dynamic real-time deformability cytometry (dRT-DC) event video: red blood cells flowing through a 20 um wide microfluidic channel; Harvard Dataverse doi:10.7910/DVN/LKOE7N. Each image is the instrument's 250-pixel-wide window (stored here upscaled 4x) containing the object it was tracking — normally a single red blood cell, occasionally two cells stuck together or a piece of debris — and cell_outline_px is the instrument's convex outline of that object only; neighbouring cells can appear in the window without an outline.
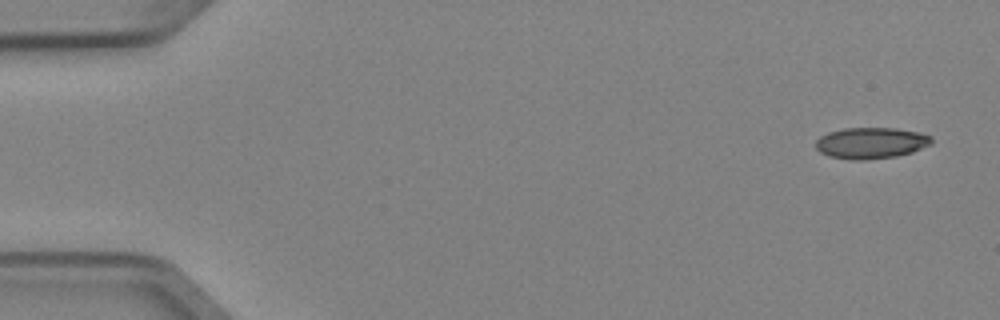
{"species": "Egyptian fruit bat (a non-hibernating species)", "species_latin": "Rousettus aegyptiacus", "temperature_condition": "cold", "stored_images_in_passage": 6, "camera_frame_rate_fps": 3000, "um_per_image_px": 0.085, "animal": {"sex": "female"}, "frame": {"image": 1, "passage_image": 1, "time_ms": 0.0, "image_size_px": [1000, 320], "cell_outline_px": [[932, 144], [912, 152], [896, 156], [868, 160], [852, 160], [828, 156], [820, 152], [816, 148], [816, 140], [820, 136], [828, 132], [844, 128], [896, 128], [920, 132], [932, 136]], "centroid_in_image_um": [74.04, 12.15], "position_along_channel_um": 11.0, "area_um2": 21.27}}
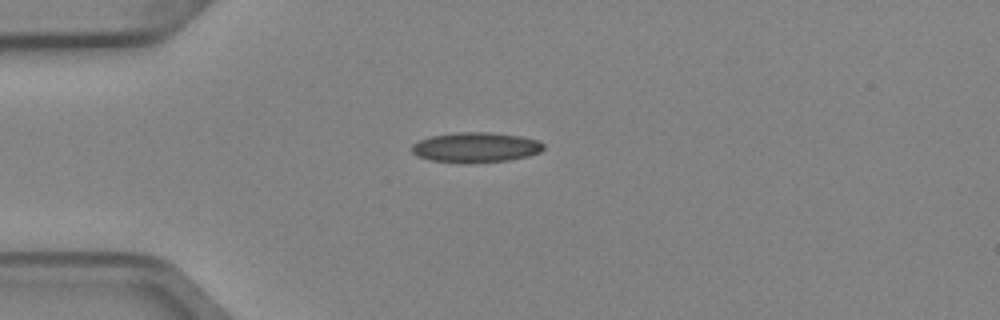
{"frame": {"image": 2, "passage_image": 4, "time_ms": 1.0, "image_size_px": [1000, 320], "cell_outline_px": [[544, 148], [540, 152], [528, 156], [508, 160], [432, 160], [416, 156], [412, 152], [412, 144], [420, 140], [432, 136], [456, 132], [488, 132], [520, 136], [536, 140], [544, 144]], "centroid_in_image_um": [40.45, 12.48], "position_along_channel_um": 44.5, "area_um2": 22.02}}
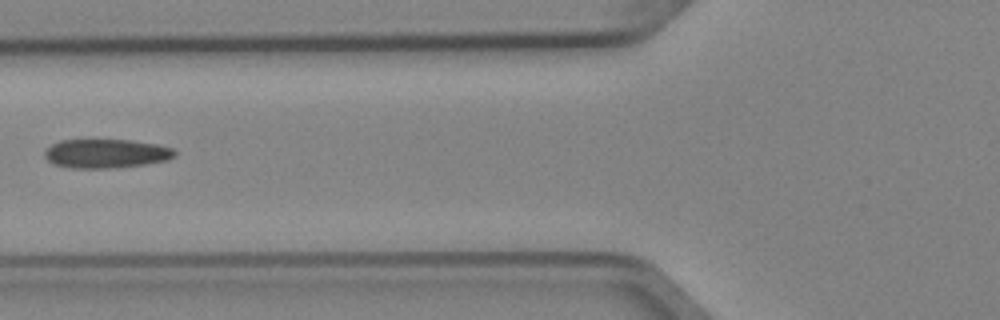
{"frame": {"image": 3, "passage_image": 6, "time_ms": 1.667, "image_size_px": [1000, 320], "cell_outline_px": [[176, 152], [168, 160], [144, 164], [116, 168], [68, 168], [52, 164], [44, 156], [44, 152], [52, 144], [60, 140], [128, 140], [156, 144], [172, 148]], "centroid_in_image_um": [8.97, 13.06], "position_along_channel_um": 116.8, "area_um2": 21.91}}